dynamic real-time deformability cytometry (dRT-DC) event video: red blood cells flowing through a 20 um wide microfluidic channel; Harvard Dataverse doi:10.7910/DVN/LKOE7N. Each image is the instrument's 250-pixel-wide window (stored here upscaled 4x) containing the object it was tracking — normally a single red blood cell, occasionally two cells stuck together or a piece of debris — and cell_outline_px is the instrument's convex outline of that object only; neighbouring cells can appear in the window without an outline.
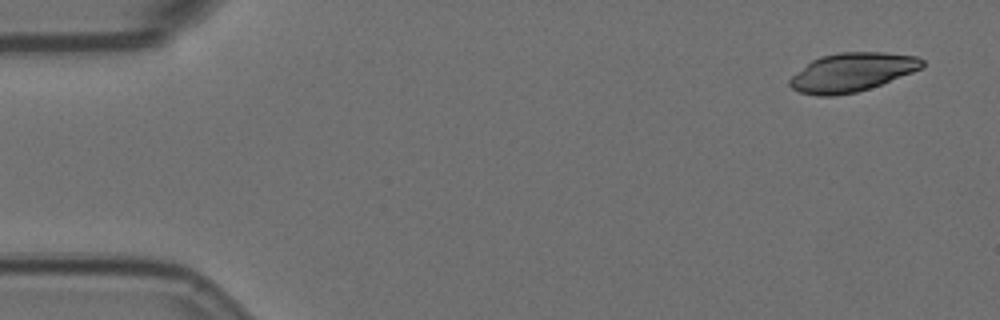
{"species": "Egyptian fruit bat (a non-hibernating species)", "species_latin": "Rousettus aegyptiacus", "temperature_condition": "room temperature", "stored_images_in_passage": 4, "camera_frame_rate_fps": 3000, "um_per_image_px": 0.085, "animal": {"sex": "female"}, "frame": {"image": 1, "passage_image": 1, "time_ms": 0.0, "image_size_px": [1000, 320], "cell_outline_px": [[924, 64], [920, 68], [912, 72], [880, 84], [856, 92], [836, 96], [816, 96], [800, 92], [792, 88], [788, 84], [788, 80], [796, 72], [812, 60], [820, 56], [840, 52], [884, 52], [916, 56], [924, 60]], "centroid_in_image_um": [72.37, 6.14], "position_along_channel_um": 12.6, "area_um2": 29.71}}